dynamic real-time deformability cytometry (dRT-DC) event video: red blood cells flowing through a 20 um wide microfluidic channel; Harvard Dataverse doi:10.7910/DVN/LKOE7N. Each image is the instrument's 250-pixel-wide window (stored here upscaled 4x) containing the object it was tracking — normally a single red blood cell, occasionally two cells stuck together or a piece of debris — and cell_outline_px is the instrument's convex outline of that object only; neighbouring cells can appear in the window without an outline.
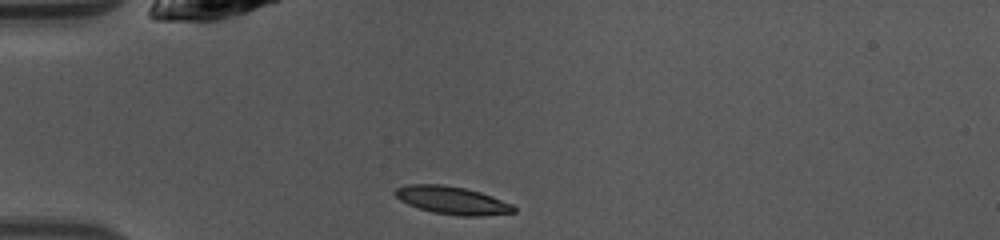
{"species": "common noctule bat (a hibernating species)", "species_latin": "Nyctalus noctula", "temperature_condition": "warm", "stored_images_in_passage": 6, "camera_frame_rate_fps": 3000, "um_per_image_px": 0.085, "animal": {"sex": "female", "body_mass_g": 10.0, "forearm_length_mm": 53.1}, "frame": {"image": 1, "passage_image": 1, "time_ms": 0.0, "image_size_px": [1000, 240], "cell_outline_px": [[516, 212], [484, 216], [460, 216], [432, 212], [408, 204], [400, 200], [392, 192], [396, 188], [408, 184], [444, 184], [464, 188], [480, 192], [492, 196], [512, 204], [516, 208]], "centroid_in_image_um": [38.44, 17.03], "position_along_channel_um": 46.6, "area_um2": 19.31}}